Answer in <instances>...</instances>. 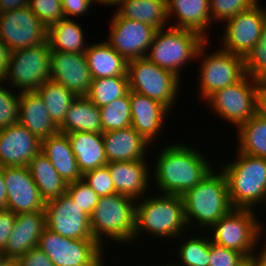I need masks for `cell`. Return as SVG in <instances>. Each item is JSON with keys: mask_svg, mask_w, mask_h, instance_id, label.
Instances as JSON below:
<instances>
[{"mask_svg": "<svg viewBox=\"0 0 266 266\" xmlns=\"http://www.w3.org/2000/svg\"><path fill=\"white\" fill-rule=\"evenodd\" d=\"M7 257L4 255V252L0 250V266L3 265L7 261Z\"/></svg>", "mask_w": 266, "mask_h": 266, "instance_id": "11a10c76", "label": "cell"}, {"mask_svg": "<svg viewBox=\"0 0 266 266\" xmlns=\"http://www.w3.org/2000/svg\"><path fill=\"white\" fill-rule=\"evenodd\" d=\"M67 135L82 175L107 165L102 133L77 131Z\"/></svg>", "mask_w": 266, "mask_h": 266, "instance_id": "4316f807", "label": "cell"}, {"mask_svg": "<svg viewBox=\"0 0 266 266\" xmlns=\"http://www.w3.org/2000/svg\"><path fill=\"white\" fill-rule=\"evenodd\" d=\"M248 260L243 253L219 246L210 239L209 266H243Z\"/></svg>", "mask_w": 266, "mask_h": 266, "instance_id": "ee69618b", "label": "cell"}, {"mask_svg": "<svg viewBox=\"0 0 266 266\" xmlns=\"http://www.w3.org/2000/svg\"><path fill=\"white\" fill-rule=\"evenodd\" d=\"M16 214L10 210H0V250L4 251L15 224Z\"/></svg>", "mask_w": 266, "mask_h": 266, "instance_id": "bcb514c9", "label": "cell"}, {"mask_svg": "<svg viewBox=\"0 0 266 266\" xmlns=\"http://www.w3.org/2000/svg\"><path fill=\"white\" fill-rule=\"evenodd\" d=\"M58 128L59 132L64 134L77 131L103 133L99 107L86 96H78Z\"/></svg>", "mask_w": 266, "mask_h": 266, "instance_id": "f1b7e54d", "label": "cell"}, {"mask_svg": "<svg viewBox=\"0 0 266 266\" xmlns=\"http://www.w3.org/2000/svg\"><path fill=\"white\" fill-rule=\"evenodd\" d=\"M65 18L78 17L87 14V10L92 8L93 0H61Z\"/></svg>", "mask_w": 266, "mask_h": 266, "instance_id": "7dc6e473", "label": "cell"}, {"mask_svg": "<svg viewBox=\"0 0 266 266\" xmlns=\"http://www.w3.org/2000/svg\"><path fill=\"white\" fill-rule=\"evenodd\" d=\"M266 21V7L257 2L251 8L240 12L225 22L222 49L235 55L245 57L261 35Z\"/></svg>", "mask_w": 266, "mask_h": 266, "instance_id": "2e32d148", "label": "cell"}, {"mask_svg": "<svg viewBox=\"0 0 266 266\" xmlns=\"http://www.w3.org/2000/svg\"><path fill=\"white\" fill-rule=\"evenodd\" d=\"M243 63L245 75L259 81H266V21L259 39L243 58Z\"/></svg>", "mask_w": 266, "mask_h": 266, "instance_id": "74e56055", "label": "cell"}, {"mask_svg": "<svg viewBox=\"0 0 266 266\" xmlns=\"http://www.w3.org/2000/svg\"><path fill=\"white\" fill-rule=\"evenodd\" d=\"M48 27L29 6L0 13V39L11 52L47 42Z\"/></svg>", "mask_w": 266, "mask_h": 266, "instance_id": "4fadbf2b", "label": "cell"}, {"mask_svg": "<svg viewBox=\"0 0 266 266\" xmlns=\"http://www.w3.org/2000/svg\"><path fill=\"white\" fill-rule=\"evenodd\" d=\"M81 24L74 19L63 18L48 27L47 41L50 50L84 54L88 48Z\"/></svg>", "mask_w": 266, "mask_h": 266, "instance_id": "1f68e13d", "label": "cell"}, {"mask_svg": "<svg viewBox=\"0 0 266 266\" xmlns=\"http://www.w3.org/2000/svg\"><path fill=\"white\" fill-rule=\"evenodd\" d=\"M18 123L40 140L59 132L48 110L36 91L20 92Z\"/></svg>", "mask_w": 266, "mask_h": 266, "instance_id": "cb8c5ba5", "label": "cell"}, {"mask_svg": "<svg viewBox=\"0 0 266 266\" xmlns=\"http://www.w3.org/2000/svg\"><path fill=\"white\" fill-rule=\"evenodd\" d=\"M30 0H0V13L29 6Z\"/></svg>", "mask_w": 266, "mask_h": 266, "instance_id": "c3c4849f", "label": "cell"}, {"mask_svg": "<svg viewBox=\"0 0 266 266\" xmlns=\"http://www.w3.org/2000/svg\"><path fill=\"white\" fill-rule=\"evenodd\" d=\"M102 131L119 130L131 126L130 90L122 97L117 98L99 107Z\"/></svg>", "mask_w": 266, "mask_h": 266, "instance_id": "d590c367", "label": "cell"}, {"mask_svg": "<svg viewBox=\"0 0 266 266\" xmlns=\"http://www.w3.org/2000/svg\"><path fill=\"white\" fill-rule=\"evenodd\" d=\"M265 245L263 244L260 248L261 250L259 251V255H258V251L257 254L255 253L250 259V265L251 266H266V241H264ZM257 255V256H256Z\"/></svg>", "mask_w": 266, "mask_h": 266, "instance_id": "816d5d0a", "label": "cell"}, {"mask_svg": "<svg viewBox=\"0 0 266 266\" xmlns=\"http://www.w3.org/2000/svg\"><path fill=\"white\" fill-rule=\"evenodd\" d=\"M37 247L55 266H100L105 263L103 246L95 239H71L45 228Z\"/></svg>", "mask_w": 266, "mask_h": 266, "instance_id": "8fae6325", "label": "cell"}, {"mask_svg": "<svg viewBox=\"0 0 266 266\" xmlns=\"http://www.w3.org/2000/svg\"><path fill=\"white\" fill-rule=\"evenodd\" d=\"M84 55L93 79L127 76L128 61L106 41L89 44Z\"/></svg>", "mask_w": 266, "mask_h": 266, "instance_id": "83f0119b", "label": "cell"}, {"mask_svg": "<svg viewBox=\"0 0 266 266\" xmlns=\"http://www.w3.org/2000/svg\"><path fill=\"white\" fill-rule=\"evenodd\" d=\"M167 13L169 21L177 18L172 27L193 30L209 39L205 34L212 22L209 0H167Z\"/></svg>", "mask_w": 266, "mask_h": 266, "instance_id": "d4e9b609", "label": "cell"}, {"mask_svg": "<svg viewBox=\"0 0 266 266\" xmlns=\"http://www.w3.org/2000/svg\"><path fill=\"white\" fill-rule=\"evenodd\" d=\"M251 209H233L221 217L211 228V242L243 253L248 259L259 249V239L264 234V225L256 218ZM258 245V246H257ZM256 248V249H255Z\"/></svg>", "mask_w": 266, "mask_h": 266, "instance_id": "52a82bcc", "label": "cell"}, {"mask_svg": "<svg viewBox=\"0 0 266 266\" xmlns=\"http://www.w3.org/2000/svg\"><path fill=\"white\" fill-rule=\"evenodd\" d=\"M107 162L136 161L146 159L152 144L132 126L102 133Z\"/></svg>", "mask_w": 266, "mask_h": 266, "instance_id": "7402d4cb", "label": "cell"}, {"mask_svg": "<svg viewBox=\"0 0 266 266\" xmlns=\"http://www.w3.org/2000/svg\"><path fill=\"white\" fill-rule=\"evenodd\" d=\"M236 158L221 168L233 208L254 210L257 204L266 205V159L239 151Z\"/></svg>", "mask_w": 266, "mask_h": 266, "instance_id": "277c9868", "label": "cell"}, {"mask_svg": "<svg viewBox=\"0 0 266 266\" xmlns=\"http://www.w3.org/2000/svg\"><path fill=\"white\" fill-rule=\"evenodd\" d=\"M181 197L187 227L196 221L197 227L203 231L234 209L222 170L216 173L212 169L200 183L188 189Z\"/></svg>", "mask_w": 266, "mask_h": 266, "instance_id": "7a4b0ae2", "label": "cell"}, {"mask_svg": "<svg viewBox=\"0 0 266 266\" xmlns=\"http://www.w3.org/2000/svg\"><path fill=\"white\" fill-rule=\"evenodd\" d=\"M36 92L43 100L50 118L59 127L77 96L60 83L51 79L39 87Z\"/></svg>", "mask_w": 266, "mask_h": 266, "instance_id": "836d02e7", "label": "cell"}, {"mask_svg": "<svg viewBox=\"0 0 266 266\" xmlns=\"http://www.w3.org/2000/svg\"><path fill=\"white\" fill-rule=\"evenodd\" d=\"M66 193L82 211L91 216L98 203L99 196L83 179L68 183Z\"/></svg>", "mask_w": 266, "mask_h": 266, "instance_id": "60d3db41", "label": "cell"}, {"mask_svg": "<svg viewBox=\"0 0 266 266\" xmlns=\"http://www.w3.org/2000/svg\"><path fill=\"white\" fill-rule=\"evenodd\" d=\"M243 266H251L249 260Z\"/></svg>", "mask_w": 266, "mask_h": 266, "instance_id": "680465c9", "label": "cell"}, {"mask_svg": "<svg viewBox=\"0 0 266 266\" xmlns=\"http://www.w3.org/2000/svg\"><path fill=\"white\" fill-rule=\"evenodd\" d=\"M116 13L120 17L136 20L157 29L166 28L169 23L167 0H125Z\"/></svg>", "mask_w": 266, "mask_h": 266, "instance_id": "f546056e", "label": "cell"}, {"mask_svg": "<svg viewBox=\"0 0 266 266\" xmlns=\"http://www.w3.org/2000/svg\"><path fill=\"white\" fill-rule=\"evenodd\" d=\"M210 13L213 21L226 22L240 12L251 8L259 0H209Z\"/></svg>", "mask_w": 266, "mask_h": 266, "instance_id": "f35d334b", "label": "cell"}, {"mask_svg": "<svg viewBox=\"0 0 266 266\" xmlns=\"http://www.w3.org/2000/svg\"><path fill=\"white\" fill-rule=\"evenodd\" d=\"M0 84V129H4L18 123L20 92L16 95Z\"/></svg>", "mask_w": 266, "mask_h": 266, "instance_id": "ab89813d", "label": "cell"}, {"mask_svg": "<svg viewBox=\"0 0 266 266\" xmlns=\"http://www.w3.org/2000/svg\"><path fill=\"white\" fill-rule=\"evenodd\" d=\"M146 159L107 163L115 191L139 200L149 188L150 169ZM147 189V190H146Z\"/></svg>", "mask_w": 266, "mask_h": 266, "instance_id": "603a6c76", "label": "cell"}, {"mask_svg": "<svg viewBox=\"0 0 266 266\" xmlns=\"http://www.w3.org/2000/svg\"><path fill=\"white\" fill-rule=\"evenodd\" d=\"M127 76L129 90L154 99L171 111L181 87V78L175 73L142 57L128 61Z\"/></svg>", "mask_w": 266, "mask_h": 266, "instance_id": "ba28073f", "label": "cell"}, {"mask_svg": "<svg viewBox=\"0 0 266 266\" xmlns=\"http://www.w3.org/2000/svg\"><path fill=\"white\" fill-rule=\"evenodd\" d=\"M50 53L48 41L11 52L2 82L20 92L36 91L50 80Z\"/></svg>", "mask_w": 266, "mask_h": 266, "instance_id": "9c48e42d", "label": "cell"}, {"mask_svg": "<svg viewBox=\"0 0 266 266\" xmlns=\"http://www.w3.org/2000/svg\"><path fill=\"white\" fill-rule=\"evenodd\" d=\"M259 80L244 75L237 83L213 93L206 101L218 117L237 129L257 114Z\"/></svg>", "mask_w": 266, "mask_h": 266, "instance_id": "30bf717a", "label": "cell"}, {"mask_svg": "<svg viewBox=\"0 0 266 266\" xmlns=\"http://www.w3.org/2000/svg\"><path fill=\"white\" fill-rule=\"evenodd\" d=\"M257 113L266 119V81H259Z\"/></svg>", "mask_w": 266, "mask_h": 266, "instance_id": "681fc988", "label": "cell"}, {"mask_svg": "<svg viewBox=\"0 0 266 266\" xmlns=\"http://www.w3.org/2000/svg\"><path fill=\"white\" fill-rule=\"evenodd\" d=\"M3 175L7 210L15 214L45 210V201L27 166L3 167Z\"/></svg>", "mask_w": 266, "mask_h": 266, "instance_id": "e0dca14e", "label": "cell"}, {"mask_svg": "<svg viewBox=\"0 0 266 266\" xmlns=\"http://www.w3.org/2000/svg\"><path fill=\"white\" fill-rule=\"evenodd\" d=\"M46 228L71 239H94L90 216L65 193L45 202Z\"/></svg>", "mask_w": 266, "mask_h": 266, "instance_id": "9a60e30c", "label": "cell"}, {"mask_svg": "<svg viewBox=\"0 0 266 266\" xmlns=\"http://www.w3.org/2000/svg\"><path fill=\"white\" fill-rule=\"evenodd\" d=\"M7 209V192L4 183L3 167L0 166V210Z\"/></svg>", "mask_w": 266, "mask_h": 266, "instance_id": "f5cc1de1", "label": "cell"}, {"mask_svg": "<svg viewBox=\"0 0 266 266\" xmlns=\"http://www.w3.org/2000/svg\"><path fill=\"white\" fill-rule=\"evenodd\" d=\"M82 179L99 197L116 194L113 180L107 165L86 172Z\"/></svg>", "mask_w": 266, "mask_h": 266, "instance_id": "7bdbcfd3", "label": "cell"}, {"mask_svg": "<svg viewBox=\"0 0 266 266\" xmlns=\"http://www.w3.org/2000/svg\"><path fill=\"white\" fill-rule=\"evenodd\" d=\"M210 237L196 236L181 242L178 257L181 266H209Z\"/></svg>", "mask_w": 266, "mask_h": 266, "instance_id": "8d00e7d4", "label": "cell"}, {"mask_svg": "<svg viewBox=\"0 0 266 266\" xmlns=\"http://www.w3.org/2000/svg\"><path fill=\"white\" fill-rule=\"evenodd\" d=\"M27 167L45 202L66 193L67 183L44 154L38 153Z\"/></svg>", "mask_w": 266, "mask_h": 266, "instance_id": "4dcf8cb0", "label": "cell"}, {"mask_svg": "<svg viewBox=\"0 0 266 266\" xmlns=\"http://www.w3.org/2000/svg\"><path fill=\"white\" fill-rule=\"evenodd\" d=\"M161 150L153 166V175L157 188L164 194L182 195L213 169L210 161L200 153L202 151L185 143H173Z\"/></svg>", "mask_w": 266, "mask_h": 266, "instance_id": "6da1fadb", "label": "cell"}, {"mask_svg": "<svg viewBox=\"0 0 266 266\" xmlns=\"http://www.w3.org/2000/svg\"><path fill=\"white\" fill-rule=\"evenodd\" d=\"M15 262L17 266H55L47 254L38 247L30 249Z\"/></svg>", "mask_w": 266, "mask_h": 266, "instance_id": "f6af8a7d", "label": "cell"}, {"mask_svg": "<svg viewBox=\"0 0 266 266\" xmlns=\"http://www.w3.org/2000/svg\"><path fill=\"white\" fill-rule=\"evenodd\" d=\"M139 201V202H138ZM183 200L181 195L164 194L136 200L135 230L133 242L139 233L146 231L164 238L182 237L187 231Z\"/></svg>", "mask_w": 266, "mask_h": 266, "instance_id": "3957f363", "label": "cell"}, {"mask_svg": "<svg viewBox=\"0 0 266 266\" xmlns=\"http://www.w3.org/2000/svg\"><path fill=\"white\" fill-rule=\"evenodd\" d=\"M1 266H17L15 260H7L3 265Z\"/></svg>", "mask_w": 266, "mask_h": 266, "instance_id": "9f6ffc18", "label": "cell"}, {"mask_svg": "<svg viewBox=\"0 0 266 266\" xmlns=\"http://www.w3.org/2000/svg\"><path fill=\"white\" fill-rule=\"evenodd\" d=\"M41 153L67 184L83 178L67 134L58 132L41 140Z\"/></svg>", "mask_w": 266, "mask_h": 266, "instance_id": "484cf974", "label": "cell"}, {"mask_svg": "<svg viewBox=\"0 0 266 266\" xmlns=\"http://www.w3.org/2000/svg\"><path fill=\"white\" fill-rule=\"evenodd\" d=\"M130 104L131 126L152 144L170 110L162 103L131 90Z\"/></svg>", "mask_w": 266, "mask_h": 266, "instance_id": "44dd1931", "label": "cell"}, {"mask_svg": "<svg viewBox=\"0 0 266 266\" xmlns=\"http://www.w3.org/2000/svg\"><path fill=\"white\" fill-rule=\"evenodd\" d=\"M208 44L207 40L197 53V59L202 60L198 89L201 99L205 101L216 91L237 83L245 75L243 57L222 49L206 54Z\"/></svg>", "mask_w": 266, "mask_h": 266, "instance_id": "7c38bea8", "label": "cell"}, {"mask_svg": "<svg viewBox=\"0 0 266 266\" xmlns=\"http://www.w3.org/2000/svg\"><path fill=\"white\" fill-rule=\"evenodd\" d=\"M11 51L7 45L0 39V81H2L7 64L10 58Z\"/></svg>", "mask_w": 266, "mask_h": 266, "instance_id": "f907efd6", "label": "cell"}, {"mask_svg": "<svg viewBox=\"0 0 266 266\" xmlns=\"http://www.w3.org/2000/svg\"><path fill=\"white\" fill-rule=\"evenodd\" d=\"M167 29L156 31L146 57L157 66L180 77V68L188 64L187 61L196 59L199 48L207 39L193 30L172 26Z\"/></svg>", "mask_w": 266, "mask_h": 266, "instance_id": "8992f818", "label": "cell"}, {"mask_svg": "<svg viewBox=\"0 0 266 266\" xmlns=\"http://www.w3.org/2000/svg\"><path fill=\"white\" fill-rule=\"evenodd\" d=\"M129 91L128 76L95 78L90 85L87 98L96 106L103 107Z\"/></svg>", "mask_w": 266, "mask_h": 266, "instance_id": "e575fe53", "label": "cell"}, {"mask_svg": "<svg viewBox=\"0 0 266 266\" xmlns=\"http://www.w3.org/2000/svg\"><path fill=\"white\" fill-rule=\"evenodd\" d=\"M157 30L154 26L120 17L115 12L110 22L109 38L106 42L130 61L147 56Z\"/></svg>", "mask_w": 266, "mask_h": 266, "instance_id": "5bb4252c", "label": "cell"}, {"mask_svg": "<svg viewBox=\"0 0 266 266\" xmlns=\"http://www.w3.org/2000/svg\"><path fill=\"white\" fill-rule=\"evenodd\" d=\"M50 65L52 81L60 83L77 97L87 96L93 78L84 54L51 50Z\"/></svg>", "mask_w": 266, "mask_h": 266, "instance_id": "ac0fdd59", "label": "cell"}, {"mask_svg": "<svg viewBox=\"0 0 266 266\" xmlns=\"http://www.w3.org/2000/svg\"><path fill=\"white\" fill-rule=\"evenodd\" d=\"M29 8L47 27L65 18L61 0H30Z\"/></svg>", "mask_w": 266, "mask_h": 266, "instance_id": "b9f144b4", "label": "cell"}, {"mask_svg": "<svg viewBox=\"0 0 266 266\" xmlns=\"http://www.w3.org/2000/svg\"><path fill=\"white\" fill-rule=\"evenodd\" d=\"M236 130H238L239 152L266 159V119L264 117L257 113Z\"/></svg>", "mask_w": 266, "mask_h": 266, "instance_id": "d6a6232c", "label": "cell"}, {"mask_svg": "<svg viewBox=\"0 0 266 266\" xmlns=\"http://www.w3.org/2000/svg\"><path fill=\"white\" fill-rule=\"evenodd\" d=\"M41 152V140L20 123L0 129V166H27Z\"/></svg>", "mask_w": 266, "mask_h": 266, "instance_id": "d6986e66", "label": "cell"}, {"mask_svg": "<svg viewBox=\"0 0 266 266\" xmlns=\"http://www.w3.org/2000/svg\"><path fill=\"white\" fill-rule=\"evenodd\" d=\"M135 214L136 200L131 197L118 193L99 197L90 216V228L94 239L103 247L106 244L102 240L130 243L134 236Z\"/></svg>", "mask_w": 266, "mask_h": 266, "instance_id": "5b68a950", "label": "cell"}, {"mask_svg": "<svg viewBox=\"0 0 266 266\" xmlns=\"http://www.w3.org/2000/svg\"><path fill=\"white\" fill-rule=\"evenodd\" d=\"M124 1L125 0H93V3L97 2V3H99V5L101 3V4L108 6V7H109V5L110 6H113V5L116 6L117 5L119 7Z\"/></svg>", "mask_w": 266, "mask_h": 266, "instance_id": "db71d44e", "label": "cell"}, {"mask_svg": "<svg viewBox=\"0 0 266 266\" xmlns=\"http://www.w3.org/2000/svg\"><path fill=\"white\" fill-rule=\"evenodd\" d=\"M179 265H180V264H177V265H176V264H174V265H173L172 263H170V264H168V265H165V266H179Z\"/></svg>", "mask_w": 266, "mask_h": 266, "instance_id": "6f0895ef", "label": "cell"}, {"mask_svg": "<svg viewBox=\"0 0 266 266\" xmlns=\"http://www.w3.org/2000/svg\"><path fill=\"white\" fill-rule=\"evenodd\" d=\"M45 228V211L16 214L13 230L3 251L4 255L9 260H16L30 249L36 248Z\"/></svg>", "mask_w": 266, "mask_h": 266, "instance_id": "ffe728a7", "label": "cell"}]
</instances>
